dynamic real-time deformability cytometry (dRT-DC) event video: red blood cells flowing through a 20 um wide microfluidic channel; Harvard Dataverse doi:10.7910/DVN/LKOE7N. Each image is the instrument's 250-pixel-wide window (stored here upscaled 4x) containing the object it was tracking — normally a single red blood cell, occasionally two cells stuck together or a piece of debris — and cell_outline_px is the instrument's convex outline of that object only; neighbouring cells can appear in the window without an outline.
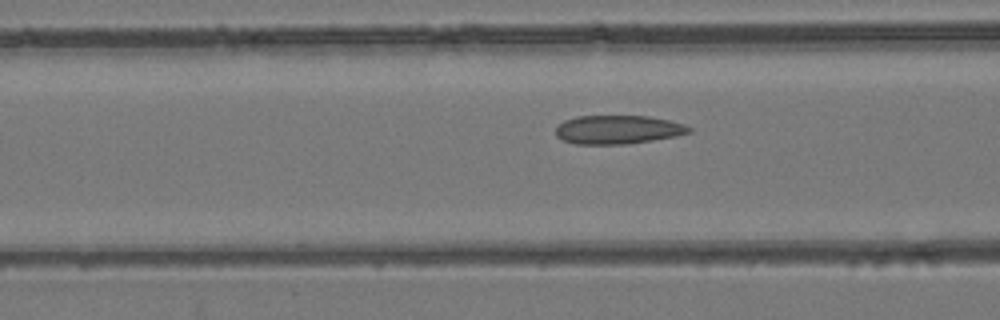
{"species": "common noctule bat (a hibernating species)", "species_latin": "Nyctalus noctula", "temperature_condition": "room temperature", "stored_images_in_passage": 52, "camera_frame_rate_fps": 3000, "um_per_image_px": 0.085, "animal": {"sex": "female", "body_mass_g": 24.6, "forearm_length_mm": 56.2}, "frame": {"image": 1, "passage_image": 20, "time_ms": 6.333, "image_size_px": [1000, 320], "cell_outline_px": [[692, 132], [676, 136], [628, 144], [576, 144], [560, 140], [556, 136], [556, 124], [564, 120], [576, 116], [648, 116], [668, 120], [684, 124], [692, 128]], "centroid_in_image_um": [52.48, 11.02], "position_along_channel_um": 114.1, "area_um2": 22.48}}
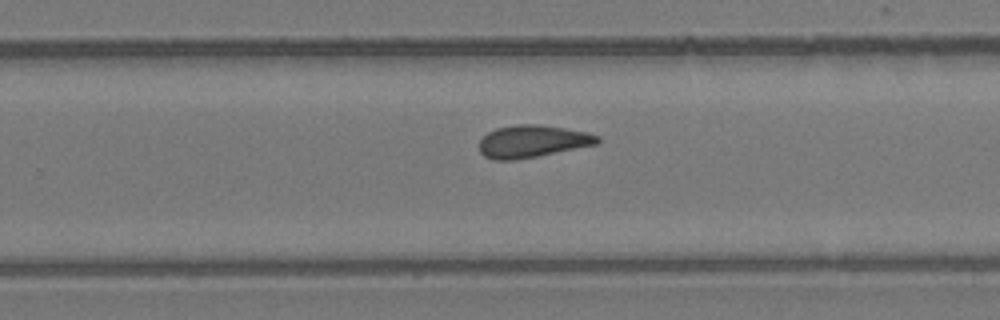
{"frame": {"image": 2, "passage_image": 33, "time_ms": 10.667, "image_size_px": [1000, 320], "cell_outline_px": [[600, 144], [516, 160], [492, 160], [484, 156], [480, 152], [480, 140], [488, 132], [496, 128], [516, 124], [540, 124], [588, 132], [600, 136]], "centroid_in_image_um": [45.28, 12.01], "position_along_channel_um": 284.5, "area_um2": 22.48}}
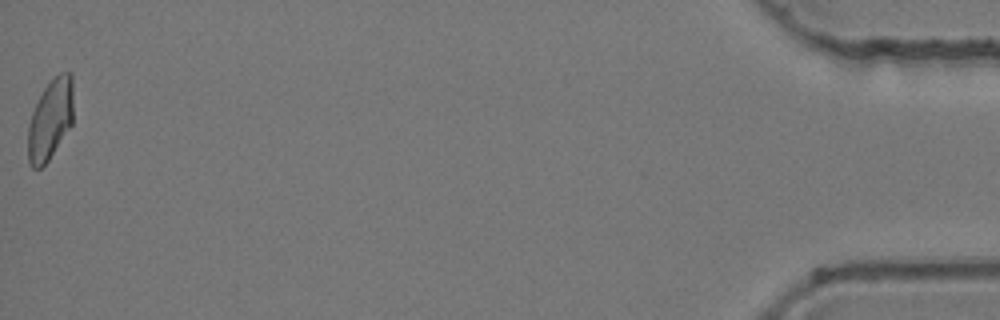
{"frame": {"image": 3, "passage_image": 52, "time_ms": 17.0, "image_size_px": [1000, 320], "cell_outline_px": [[72, 124], [48, 160], [40, 168], [32, 168], [28, 164], [28, 128], [32, 112], [44, 88], [60, 72], [72, 72]], "centroid_in_image_um": [4.27, 10.16], "position_along_channel_um": 430.9, "area_um2": 20.98}, "authors_computed_cell_mechanics": {"area_um2": 22.3686, "velocity_mm_per_s": 3.9439, "shape_relaxation_time_tau1_ms": null, "shape_relaxation_time_tau2_ms": 4.4295, "deformation_change_tau1": null, "deformation_change_tau2": 0.1003}}